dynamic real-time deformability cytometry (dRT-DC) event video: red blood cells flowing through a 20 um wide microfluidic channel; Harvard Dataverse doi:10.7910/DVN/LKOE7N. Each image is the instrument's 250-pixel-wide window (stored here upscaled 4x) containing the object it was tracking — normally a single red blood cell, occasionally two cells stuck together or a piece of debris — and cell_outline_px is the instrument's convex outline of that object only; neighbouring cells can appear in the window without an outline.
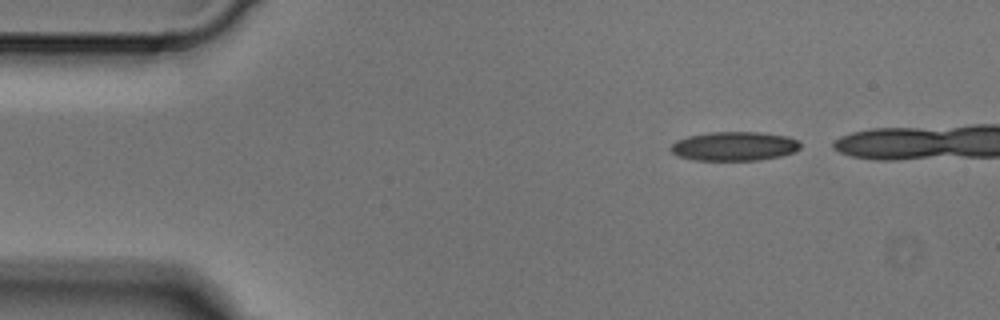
{"species": "Egyptian fruit bat (a non-hibernating species)", "species_latin": "Rousettus aegyptiacus", "temperature_condition": "cold", "stored_images_in_passage": 4, "camera_frame_rate_fps": 3000, "um_per_image_px": 0.085, "animal": {"sex": "male"}, "frame": {"image": 1, "passage_image": 1, "time_ms": 0.0, "image_size_px": [1000, 320], "cell_outline_px": [[800, 148], [796, 152], [780, 156], [760, 160], [692, 160], [676, 156], [668, 148], [676, 140], [688, 136], [708, 132], [760, 132], [788, 136], [796, 140], [800, 144]], "centroid_in_image_um": [62.38, 12.43], "position_along_channel_um": 22.6, "area_um2": 22.2}}